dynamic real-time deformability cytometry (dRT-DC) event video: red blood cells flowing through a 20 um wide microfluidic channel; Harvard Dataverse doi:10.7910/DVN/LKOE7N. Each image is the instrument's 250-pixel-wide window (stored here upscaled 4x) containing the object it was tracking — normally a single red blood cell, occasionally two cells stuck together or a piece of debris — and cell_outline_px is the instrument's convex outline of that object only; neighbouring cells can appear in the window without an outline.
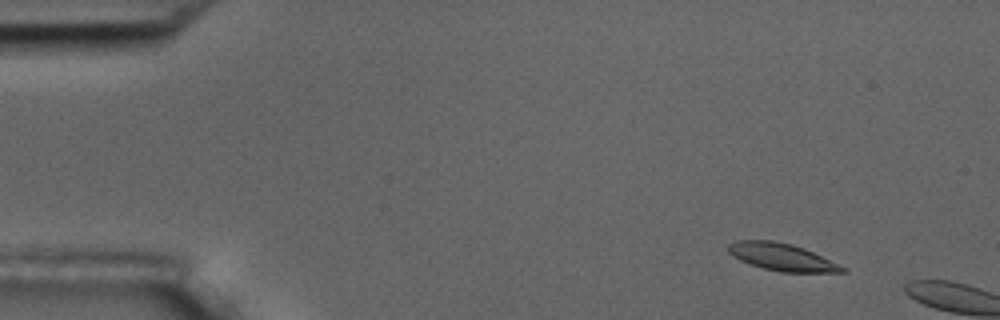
{"species": "common noctule bat (a hibernating species)", "species_latin": "Nyctalus noctula", "temperature_condition": "room temperature", "stored_images_in_passage": 4, "camera_frame_rate_fps": 3000, "um_per_image_px": 0.085, "animal": {"sex": "male", "body_mass_g": 17.5, "forearm_length_mm": 52.3}, "frame": {"image": 1, "passage_image": 1, "time_ms": 0.0, "image_size_px": [1000, 320], "cell_outline_px": [[848, 272], [780, 272], [764, 268], [740, 260], [732, 256], [728, 252], [728, 244], [736, 240], [772, 240], [792, 244], [804, 248], [848, 268]], "centroid_in_image_um": [66.47, 21.84], "position_along_channel_um": 18.5, "area_um2": 18.15}}